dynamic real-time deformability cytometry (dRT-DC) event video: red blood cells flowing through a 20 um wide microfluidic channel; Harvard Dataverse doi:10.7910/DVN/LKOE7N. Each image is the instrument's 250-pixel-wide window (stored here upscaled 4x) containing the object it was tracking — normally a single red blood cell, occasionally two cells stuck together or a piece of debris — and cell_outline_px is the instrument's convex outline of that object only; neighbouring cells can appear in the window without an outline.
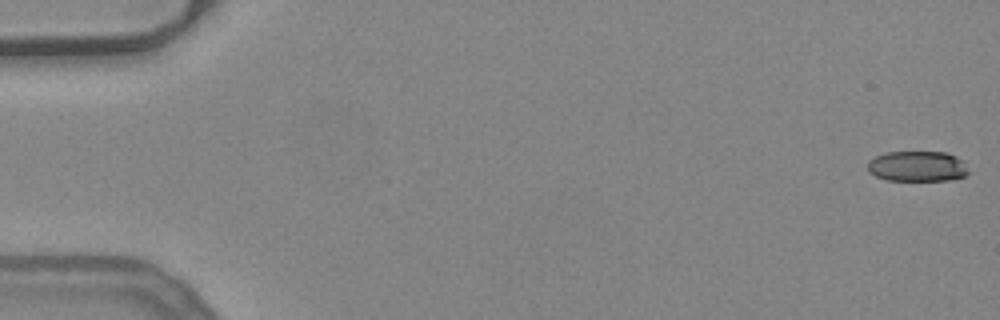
{"species": "common noctule bat (a hibernating species)", "species_latin": "Nyctalus noctula", "temperature_condition": "warm", "stored_images_in_passage": 53, "camera_frame_rate_fps": 3000, "um_per_image_px": 0.085, "animal": {"sex": "female", "body_mass_g": 24.6, "forearm_length_mm": 56.2}, "frame": {"image": 1, "passage_image": 1, "time_ms": 0.0, "image_size_px": [1000, 320], "cell_outline_px": [[968, 172], [964, 176], [948, 180], [888, 180], [876, 176], [868, 172], [868, 160], [884, 152], [948, 152], [964, 160]], "centroid_in_image_um": [77.97, 14.12], "position_along_channel_um": 7.0, "area_um2": 17.98}}
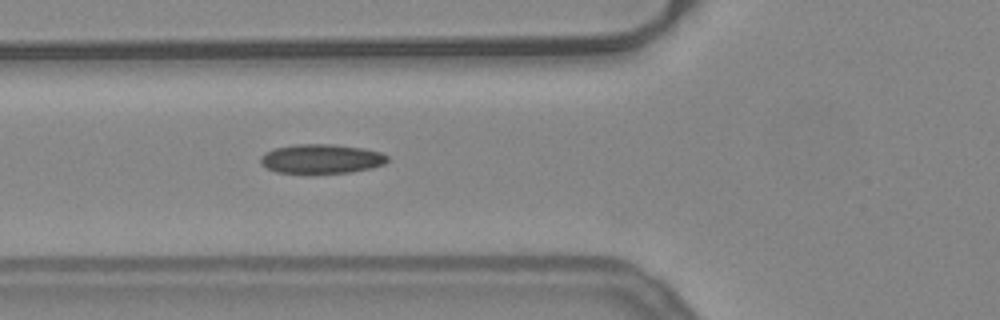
{"frame": {"image": 2, "passage_image": 20, "time_ms": 6.333, "image_size_px": [1000, 320], "cell_outline_px": [[388, 160], [384, 164], [372, 168], [348, 172], [276, 172], [260, 164], [260, 156], [264, 152], [276, 148], [296, 144], [332, 144], [364, 148], [380, 152], [388, 156]], "centroid_in_image_um": [27.31, 13.48], "position_along_channel_um": 98.5, "area_um2": 21.44}}
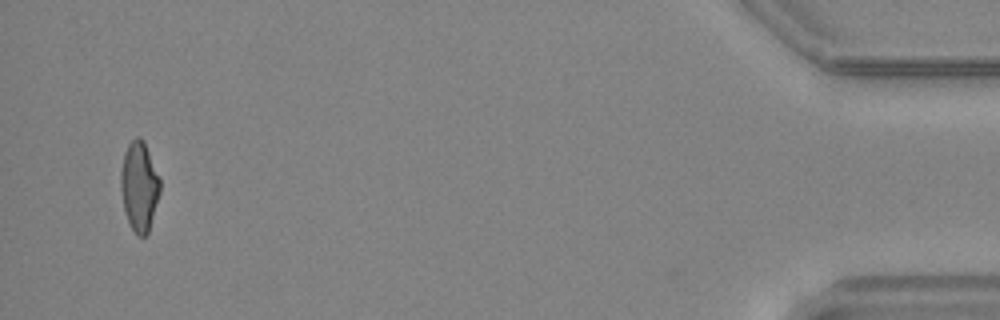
{"frame": {"image": 3, "passage_image": 51, "time_ms": 16.667, "image_size_px": [1000, 320], "cell_outline_px": [[160, 192], [148, 232], [144, 236], [136, 236], [124, 212], [120, 188], [120, 172], [124, 152], [128, 144], [136, 136], [140, 136], [144, 140], [160, 180]], "centroid_in_image_um": [11.82, 15.82], "position_along_channel_um": 423.4, "area_um2": 20.52}, "authors_computed_cell_mechanics": {"area_um2": 20.808, "velocity_mm_per_s": 3.9542, "shape_relaxation_time_tau1_ms": null, "shape_relaxation_time_tau2_ms": 1.6709, "deformation_change_tau1": null, "deformation_change_tau2": 0.0932}}